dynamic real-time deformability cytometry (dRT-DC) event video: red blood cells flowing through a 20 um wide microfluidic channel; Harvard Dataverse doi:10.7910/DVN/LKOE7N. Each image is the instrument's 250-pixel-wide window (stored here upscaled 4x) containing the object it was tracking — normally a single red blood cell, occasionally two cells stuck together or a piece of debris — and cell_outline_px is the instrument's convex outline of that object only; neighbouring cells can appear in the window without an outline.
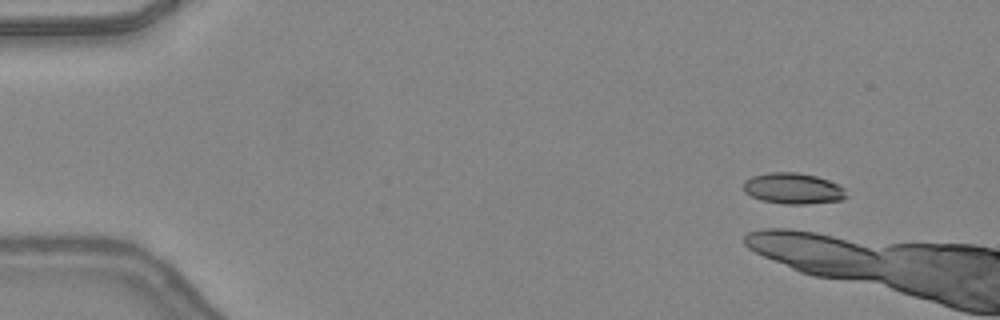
{"species": "common noctule bat (a hibernating species)", "species_latin": "Nyctalus noctula", "temperature_condition": "warm", "stored_images_in_passage": 3, "camera_frame_rate_fps": 3000, "um_per_image_px": 0.085, "animal": {"sex": "female", "body_mass_g": 24.6, "forearm_length_mm": 56.2}, "frame": {"image": 1, "passage_image": 1, "time_ms": 0.0, "image_size_px": [1000, 320], "cell_outline_px": [[848, 196], [840, 200], [804, 204], [784, 204], [760, 200], [744, 192], [744, 180], [752, 176], [768, 172], [796, 172], [816, 176], [828, 180], [844, 188]], "centroid_in_image_um": [67.39, 16.02], "position_along_channel_um": 17.6, "area_um2": 18.55}}